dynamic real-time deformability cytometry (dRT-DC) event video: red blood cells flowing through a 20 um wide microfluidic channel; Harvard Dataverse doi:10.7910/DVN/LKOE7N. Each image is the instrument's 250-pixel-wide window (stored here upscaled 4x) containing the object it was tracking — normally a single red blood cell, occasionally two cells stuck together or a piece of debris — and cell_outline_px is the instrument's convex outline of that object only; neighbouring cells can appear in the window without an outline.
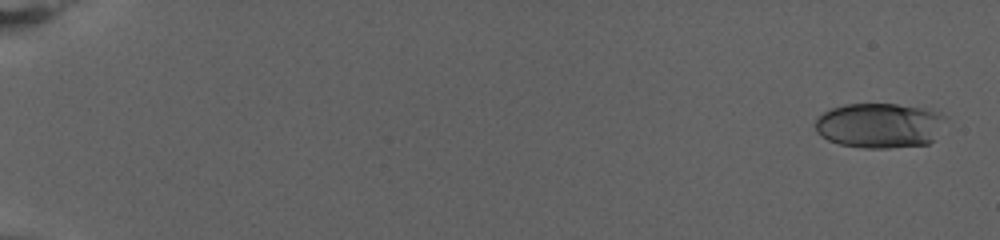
{"species": "human", "species_latin": "Homo sapiens", "temperature_condition": "warm", "stored_images_in_passage": 46, "camera_frame_rate_fps": 3000, "um_per_image_px": 0.085, "donor": {"sex": "female"}, "frame": {"image": 1, "passage_image": 2, "time_ms": 0.333, "image_size_px": [1000, 240], "cell_outline_px": [[948, 116], [932, 140], [928, 144], [888, 148], [864, 148], [840, 144], [828, 140], [820, 136], [816, 132], [816, 116], [832, 108], [844, 104], [896, 104], [924, 108], [940, 112]], "centroid_in_image_um": [74.75, 10.66], "position_along_channel_um": 10.3, "area_um2": 34.28}}
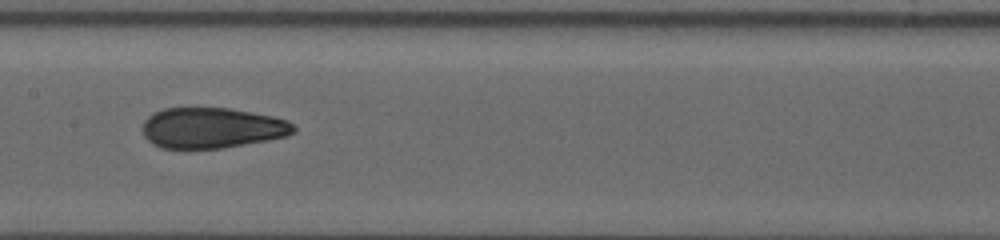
{"frame": {"image": 2, "passage_image": 25, "time_ms": 8.0, "image_size_px": [1000, 240], "cell_outline_px": [[296, 132], [288, 136], [224, 148], [160, 148], [152, 144], [144, 136], [144, 120], [152, 112], [164, 108], [228, 108], [272, 116], [288, 120], [296, 128]], "centroid_in_image_um": [18.02, 10.87], "position_along_channel_um": 189.4, "area_um2": 35.78}}
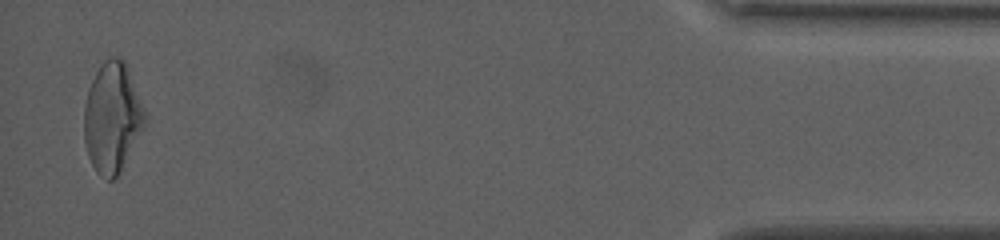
{"frame": {"image": 3, "passage_image": 46, "time_ms": 15.0, "image_size_px": [1000, 240], "cell_outline_px": [[148, 116], [144, 128], [120, 172], [112, 180], [104, 180], [96, 172], [88, 156], [84, 140], [84, 104], [92, 80], [100, 64], [108, 56], [120, 56], [124, 60], [128, 68]], "centroid_in_image_um": [9.55, 9.99], "position_along_channel_um": 425.6, "area_um2": 39.42}, "authors_computed_cell_mechanics": {"area_um2": 35.7782, "velocity_mm_per_s": 4.2098, "shape_relaxation_time_tau1_ms": 9.2774, "shape_relaxation_time_tau2_ms": 1.2098, "deformation_change_tau1": 0.3346, "deformation_change_tau2": 0.0784}}